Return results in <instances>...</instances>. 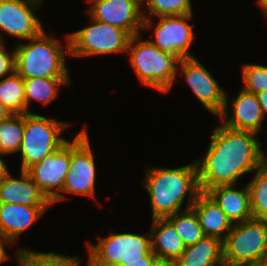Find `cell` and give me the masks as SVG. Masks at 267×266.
Listing matches in <instances>:
<instances>
[{
  "label": "cell",
  "mask_w": 267,
  "mask_h": 266,
  "mask_svg": "<svg viewBox=\"0 0 267 266\" xmlns=\"http://www.w3.org/2000/svg\"><path fill=\"white\" fill-rule=\"evenodd\" d=\"M257 133L235 130L221 123L213 128L206 154L196 158L201 192L217 186L236 185L245 174L255 172L267 154Z\"/></svg>",
  "instance_id": "1"
},
{
  "label": "cell",
  "mask_w": 267,
  "mask_h": 266,
  "mask_svg": "<svg viewBox=\"0 0 267 266\" xmlns=\"http://www.w3.org/2000/svg\"><path fill=\"white\" fill-rule=\"evenodd\" d=\"M142 185L149 194L152 219L190 209L201 192L195 160L178 168L147 166ZM186 197L187 206L181 210Z\"/></svg>",
  "instance_id": "2"
},
{
  "label": "cell",
  "mask_w": 267,
  "mask_h": 266,
  "mask_svg": "<svg viewBox=\"0 0 267 266\" xmlns=\"http://www.w3.org/2000/svg\"><path fill=\"white\" fill-rule=\"evenodd\" d=\"M67 42L61 44L50 33L43 30L38 36L14 46L15 71L23 78L70 77L66 66V55H70L68 33Z\"/></svg>",
  "instance_id": "3"
},
{
  "label": "cell",
  "mask_w": 267,
  "mask_h": 266,
  "mask_svg": "<svg viewBox=\"0 0 267 266\" xmlns=\"http://www.w3.org/2000/svg\"><path fill=\"white\" fill-rule=\"evenodd\" d=\"M127 54L130 66L140 83L160 93H169L177 76L179 59L171 53L161 51L141 34L130 37Z\"/></svg>",
  "instance_id": "4"
},
{
  "label": "cell",
  "mask_w": 267,
  "mask_h": 266,
  "mask_svg": "<svg viewBox=\"0 0 267 266\" xmlns=\"http://www.w3.org/2000/svg\"><path fill=\"white\" fill-rule=\"evenodd\" d=\"M66 127L69 125L58 118H48L33 112L24 114V135L19 150L20 170L26 171L63 146L68 141L62 136Z\"/></svg>",
  "instance_id": "5"
},
{
  "label": "cell",
  "mask_w": 267,
  "mask_h": 266,
  "mask_svg": "<svg viewBox=\"0 0 267 266\" xmlns=\"http://www.w3.org/2000/svg\"><path fill=\"white\" fill-rule=\"evenodd\" d=\"M98 237L97 244L87 242V266H118L123 261L141 260L152 251L151 236L132 232Z\"/></svg>",
  "instance_id": "6"
},
{
  "label": "cell",
  "mask_w": 267,
  "mask_h": 266,
  "mask_svg": "<svg viewBox=\"0 0 267 266\" xmlns=\"http://www.w3.org/2000/svg\"><path fill=\"white\" fill-rule=\"evenodd\" d=\"M87 128L84 127L70 141L69 172L63 185L62 192L52 201V205L66 200L64 193H71L96 199V164Z\"/></svg>",
  "instance_id": "7"
},
{
  "label": "cell",
  "mask_w": 267,
  "mask_h": 266,
  "mask_svg": "<svg viewBox=\"0 0 267 266\" xmlns=\"http://www.w3.org/2000/svg\"><path fill=\"white\" fill-rule=\"evenodd\" d=\"M224 262L236 266L267 260V223L251 218L235 223L223 241Z\"/></svg>",
  "instance_id": "8"
},
{
  "label": "cell",
  "mask_w": 267,
  "mask_h": 266,
  "mask_svg": "<svg viewBox=\"0 0 267 266\" xmlns=\"http://www.w3.org/2000/svg\"><path fill=\"white\" fill-rule=\"evenodd\" d=\"M90 26L68 33L70 57H88L127 53L130 36L113 25L90 17Z\"/></svg>",
  "instance_id": "9"
},
{
  "label": "cell",
  "mask_w": 267,
  "mask_h": 266,
  "mask_svg": "<svg viewBox=\"0 0 267 266\" xmlns=\"http://www.w3.org/2000/svg\"><path fill=\"white\" fill-rule=\"evenodd\" d=\"M193 17V14L160 16L158 21H154L156 18H144L143 31H153L151 37L154 39L150 41L161 51L171 53L179 60L195 57L189 50L195 37L193 26L189 23Z\"/></svg>",
  "instance_id": "10"
},
{
  "label": "cell",
  "mask_w": 267,
  "mask_h": 266,
  "mask_svg": "<svg viewBox=\"0 0 267 266\" xmlns=\"http://www.w3.org/2000/svg\"><path fill=\"white\" fill-rule=\"evenodd\" d=\"M43 1L0 0V43H5L4 33L24 41L38 36L44 30L36 15Z\"/></svg>",
  "instance_id": "11"
},
{
  "label": "cell",
  "mask_w": 267,
  "mask_h": 266,
  "mask_svg": "<svg viewBox=\"0 0 267 266\" xmlns=\"http://www.w3.org/2000/svg\"><path fill=\"white\" fill-rule=\"evenodd\" d=\"M181 71V72H180ZM182 74L192 93L211 115L217 118L224 107L225 91L196 57L179 60L177 74Z\"/></svg>",
  "instance_id": "12"
},
{
  "label": "cell",
  "mask_w": 267,
  "mask_h": 266,
  "mask_svg": "<svg viewBox=\"0 0 267 266\" xmlns=\"http://www.w3.org/2000/svg\"><path fill=\"white\" fill-rule=\"evenodd\" d=\"M89 17L124 30L130 37L143 31L142 8L131 0H86Z\"/></svg>",
  "instance_id": "13"
},
{
  "label": "cell",
  "mask_w": 267,
  "mask_h": 266,
  "mask_svg": "<svg viewBox=\"0 0 267 266\" xmlns=\"http://www.w3.org/2000/svg\"><path fill=\"white\" fill-rule=\"evenodd\" d=\"M70 164V141L25 172L52 202L63 190Z\"/></svg>",
  "instance_id": "14"
},
{
  "label": "cell",
  "mask_w": 267,
  "mask_h": 266,
  "mask_svg": "<svg viewBox=\"0 0 267 266\" xmlns=\"http://www.w3.org/2000/svg\"><path fill=\"white\" fill-rule=\"evenodd\" d=\"M229 99V95L225 93L224 107L217 117L223 125L231 129L251 131L257 134L261 130L264 131L262 124L266 118L255 93L241 89L236 97Z\"/></svg>",
  "instance_id": "15"
},
{
  "label": "cell",
  "mask_w": 267,
  "mask_h": 266,
  "mask_svg": "<svg viewBox=\"0 0 267 266\" xmlns=\"http://www.w3.org/2000/svg\"><path fill=\"white\" fill-rule=\"evenodd\" d=\"M50 208L51 206H28L0 202V238L8 244L9 248Z\"/></svg>",
  "instance_id": "16"
},
{
  "label": "cell",
  "mask_w": 267,
  "mask_h": 266,
  "mask_svg": "<svg viewBox=\"0 0 267 266\" xmlns=\"http://www.w3.org/2000/svg\"><path fill=\"white\" fill-rule=\"evenodd\" d=\"M0 202L28 206H52V202L25 171H20L19 178L10 173L0 183Z\"/></svg>",
  "instance_id": "17"
},
{
  "label": "cell",
  "mask_w": 267,
  "mask_h": 266,
  "mask_svg": "<svg viewBox=\"0 0 267 266\" xmlns=\"http://www.w3.org/2000/svg\"><path fill=\"white\" fill-rule=\"evenodd\" d=\"M191 208L197 214L204 236L225 240L233 224L207 192H200Z\"/></svg>",
  "instance_id": "18"
},
{
  "label": "cell",
  "mask_w": 267,
  "mask_h": 266,
  "mask_svg": "<svg viewBox=\"0 0 267 266\" xmlns=\"http://www.w3.org/2000/svg\"><path fill=\"white\" fill-rule=\"evenodd\" d=\"M207 193L217 202L232 224L253 218L247 184L242 188H237V185L217 186L209 189Z\"/></svg>",
  "instance_id": "19"
},
{
  "label": "cell",
  "mask_w": 267,
  "mask_h": 266,
  "mask_svg": "<svg viewBox=\"0 0 267 266\" xmlns=\"http://www.w3.org/2000/svg\"><path fill=\"white\" fill-rule=\"evenodd\" d=\"M152 252L159 261H175L186 246L175 230L174 226L166 218L151 219Z\"/></svg>",
  "instance_id": "20"
},
{
  "label": "cell",
  "mask_w": 267,
  "mask_h": 266,
  "mask_svg": "<svg viewBox=\"0 0 267 266\" xmlns=\"http://www.w3.org/2000/svg\"><path fill=\"white\" fill-rule=\"evenodd\" d=\"M174 262L176 266H218L224 263L223 241L204 236L194 245L186 247Z\"/></svg>",
  "instance_id": "21"
},
{
  "label": "cell",
  "mask_w": 267,
  "mask_h": 266,
  "mask_svg": "<svg viewBox=\"0 0 267 266\" xmlns=\"http://www.w3.org/2000/svg\"><path fill=\"white\" fill-rule=\"evenodd\" d=\"M71 80V77L24 78L27 113H32L29 109L32 100L48 105L57 98L60 86H70Z\"/></svg>",
  "instance_id": "22"
},
{
  "label": "cell",
  "mask_w": 267,
  "mask_h": 266,
  "mask_svg": "<svg viewBox=\"0 0 267 266\" xmlns=\"http://www.w3.org/2000/svg\"><path fill=\"white\" fill-rule=\"evenodd\" d=\"M14 257L19 266H81L83 260L77 256L39 252L21 247L15 250Z\"/></svg>",
  "instance_id": "23"
},
{
  "label": "cell",
  "mask_w": 267,
  "mask_h": 266,
  "mask_svg": "<svg viewBox=\"0 0 267 266\" xmlns=\"http://www.w3.org/2000/svg\"><path fill=\"white\" fill-rule=\"evenodd\" d=\"M0 102L12 114H26L24 78L16 71L0 80Z\"/></svg>",
  "instance_id": "24"
},
{
  "label": "cell",
  "mask_w": 267,
  "mask_h": 266,
  "mask_svg": "<svg viewBox=\"0 0 267 266\" xmlns=\"http://www.w3.org/2000/svg\"><path fill=\"white\" fill-rule=\"evenodd\" d=\"M250 193V209L253 218L267 223V161L254 173L246 183Z\"/></svg>",
  "instance_id": "25"
},
{
  "label": "cell",
  "mask_w": 267,
  "mask_h": 266,
  "mask_svg": "<svg viewBox=\"0 0 267 266\" xmlns=\"http://www.w3.org/2000/svg\"><path fill=\"white\" fill-rule=\"evenodd\" d=\"M24 135V114H11L0 122V154L19 152Z\"/></svg>",
  "instance_id": "26"
},
{
  "label": "cell",
  "mask_w": 267,
  "mask_h": 266,
  "mask_svg": "<svg viewBox=\"0 0 267 266\" xmlns=\"http://www.w3.org/2000/svg\"><path fill=\"white\" fill-rule=\"evenodd\" d=\"M166 219L174 226L186 247L194 245L204 237L197 214L192 208L177 212Z\"/></svg>",
  "instance_id": "27"
},
{
  "label": "cell",
  "mask_w": 267,
  "mask_h": 266,
  "mask_svg": "<svg viewBox=\"0 0 267 266\" xmlns=\"http://www.w3.org/2000/svg\"><path fill=\"white\" fill-rule=\"evenodd\" d=\"M145 5L142 9L144 18L194 14L192 0H146Z\"/></svg>",
  "instance_id": "28"
},
{
  "label": "cell",
  "mask_w": 267,
  "mask_h": 266,
  "mask_svg": "<svg viewBox=\"0 0 267 266\" xmlns=\"http://www.w3.org/2000/svg\"><path fill=\"white\" fill-rule=\"evenodd\" d=\"M243 90L258 94L267 91V66L244 64L242 67Z\"/></svg>",
  "instance_id": "29"
},
{
  "label": "cell",
  "mask_w": 267,
  "mask_h": 266,
  "mask_svg": "<svg viewBox=\"0 0 267 266\" xmlns=\"http://www.w3.org/2000/svg\"><path fill=\"white\" fill-rule=\"evenodd\" d=\"M5 45V43H0V79L15 71V49L13 47L10 52Z\"/></svg>",
  "instance_id": "30"
},
{
  "label": "cell",
  "mask_w": 267,
  "mask_h": 266,
  "mask_svg": "<svg viewBox=\"0 0 267 266\" xmlns=\"http://www.w3.org/2000/svg\"><path fill=\"white\" fill-rule=\"evenodd\" d=\"M158 261L157 256L151 251L141 260L123 261V264L118 266H154Z\"/></svg>",
  "instance_id": "31"
},
{
  "label": "cell",
  "mask_w": 267,
  "mask_h": 266,
  "mask_svg": "<svg viewBox=\"0 0 267 266\" xmlns=\"http://www.w3.org/2000/svg\"><path fill=\"white\" fill-rule=\"evenodd\" d=\"M258 102L262 108L265 118L267 117V91L256 94Z\"/></svg>",
  "instance_id": "32"
},
{
  "label": "cell",
  "mask_w": 267,
  "mask_h": 266,
  "mask_svg": "<svg viewBox=\"0 0 267 266\" xmlns=\"http://www.w3.org/2000/svg\"><path fill=\"white\" fill-rule=\"evenodd\" d=\"M2 156L4 155L0 154V183L10 174Z\"/></svg>",
  "instance_id": "33"
},
{
  "label": "cell",
  "mask_w": 267,
  "mask_h": 266,
  "mask_svg": "<svg viewBox=\"0 0 267 266\" xmlns=\"http://www.w3.org/2000/svg\"><path fill=\"white\" fill-rule=\"evenodd\" d=\"M4 245L5 248L8 246V244L0 238V264L10 259L9 253L5 251Z\"/></svg>",
  "instance_id": "34"
},
{
  "label": "cell",
  "mask_w": 267,
  "mask_h": 266,
  "mask_svg": "<svg viewBox=\"0 0 267 266\" xmlns=\"http://www.w3.org/2000/svg\"><path fill=\"white\" fill-rule=\"evenodd\" d=\"M12 113L0 102V122L7 119Z\"/></svg>",
  "instance_id": "35"
},
{
  "label": "cell",
  "mask_w": 267,
  "mask_h": 266,
  "mask_svg": "<svg viewBox=\"0 0 267 266\" xmlns=\"http://www.w3.org/2000/svg\"><path fill=\"white\" fill-rule=\"evenodd\" d=\"M257 1V6H259L260 9H262L264 16H267V0H256Z\"/></svg>",
  "instance_id": "36"
},
{
  "label": "cell",
  "mask_w": 267,
  "mask_h": 266,
  "mask_svg": "<svg viewBox=\"0 0 267 266\" xmlns=\"http://www.w3.org/2000/svg\"><path fill=\"white\" fill-rule=\"evenodd\" d=\"M154 266H176L173 261H157Z\"/></svg>",
  "instance_id": "37"
},
{
  "label": "cell",
  "mask_w": 267,
  "mask_h": 266,
  "mask_svg": "<svg viewBox=\"0 0 267 266\" xmlns=\"http://www.w3.org/2000/svg\"><path fill=\"white\" fill-rule=\"evenodd\" d=\"M243 266H267V260L245 264Z\"/></svg>",
  "instance_id": "38"
},
{
  "label": "cell",
  "mask_w": 267,
  "mask_h": 266,
  "mask_svg": "<svg viewBox=\"0 0 267 266\" xmlns=\"http://www.w3.org/2000/svg\"><path fill=\"white\" fill-rule=\"evenodd\" d=\"M133 2H135L137 5H139L142 9L144 8V4L146 2V0H131Z\"/></svg>",
  "instance_id": "39"
},
{
  "label": "cell",
  "mask_w": 267,
  "mask_h": 266,
  "mask_svg": "<svg viewBox=\"0 0 267 266\" xmlns=\"http://www.w3.org/2000/svg\"><path fill=\"white\" fill-rule=\"evenodd\" d=\"M218 266H236V265H232V264H227V263H222V264H220V265H218Z\"/></svg>",
  "instance_id": "40"
}]
</instances>
